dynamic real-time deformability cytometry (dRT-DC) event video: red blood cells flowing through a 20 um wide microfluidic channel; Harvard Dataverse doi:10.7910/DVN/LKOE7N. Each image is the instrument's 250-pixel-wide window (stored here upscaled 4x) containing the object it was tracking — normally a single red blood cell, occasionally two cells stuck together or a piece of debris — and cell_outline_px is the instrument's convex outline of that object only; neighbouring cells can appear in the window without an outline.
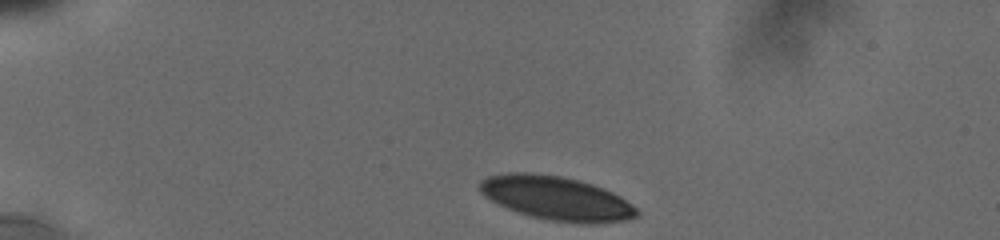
{"species": "human", "species_latin": "Homo sapiens", "temperature_condition": "cold", "stored_images_in_passage": 45, "camera_frame_rate_fps": 3000, "um_per_image_px": 0.085, "donor": {"sex": "male"}, "frame": {"image": 1, "passage_image": 1, "time_ms": 0.0, "image_size_px": [1000, 240], "cell_outline_px": [[640, 216], [632, 220], [596, 224], [576, 224], [548, 220], [532, 216], [504, 208], [484, 196], [480, 192], [480, 180], [488, 176], [508, 172], [528, 172], [560, 176], [592, 184], [612, 192], [620, 196], [636, 208], [640, 212]], "centroid_in_image_um": [47.32, 16.87], "position_along_channel_um": 37.7, "area_um2": 40.58}}
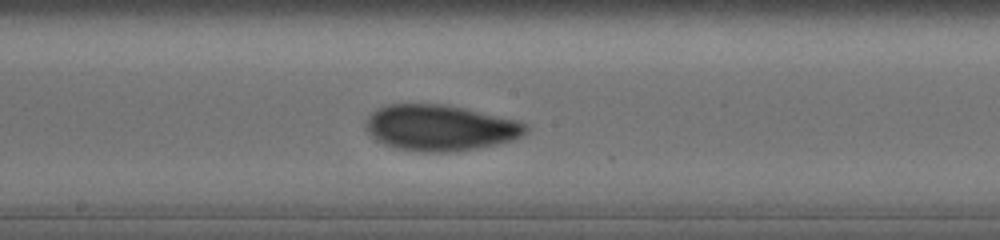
{"frame": {"image": 2, "passage_image": 19, "time_ms": 6.333, "image_size_px": [1000, 240], "cell_outline_px": [[528, 128], [520, 136], [512, 140], [496, 144], [456, 152], [424, 152], [396, 148], [384, 144], [376, 140], [364, 128], [364, 120], [376, 108], [388, 104], [444, 104], [464, 108], [516, 120], [524, 124]], "centroid_in_image_um": [37.33, 10.86], "position_along_channel_um": 210.9, "area_um2": 42.77}}
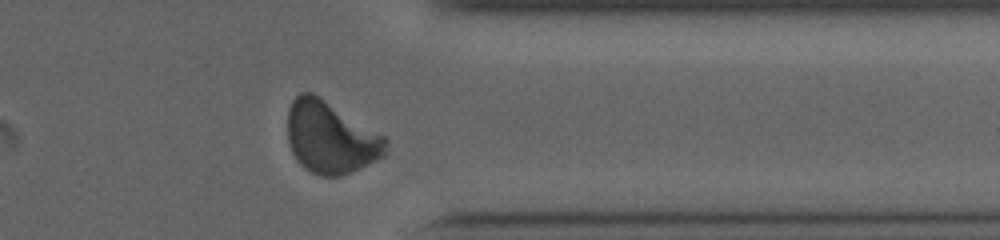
{"frame": {"image": 3, "passage_image": 39, "time_ms": 11.0, "image_size_px": [1000, 240], "cell_outline_px": [[388, 152], [384, 156], [360, 168], [340, 176], [320, 176], [304, 168], [296, 160], [292, 152], [288, 140], [288, 108], [292, 100], [300, 92], [312, 92], [384, 136], [388, 140]], "centroid_in_image_um": [28.09, 11.7], "position_along_channel_um": 383.3, "area_um2": 41.1}, "authors_computed_cell_mechanics": {"area_um2": 41.5582, "velocity_mm_per_s": 3.7656, "shape_relaxation_time_tau1_ms": 3.6641, "shape_relaxation_time_tau2_ms": 1.1962, "deformation_change_tau1": 0.1323, "deformation_change_tau2": 0.0563}}